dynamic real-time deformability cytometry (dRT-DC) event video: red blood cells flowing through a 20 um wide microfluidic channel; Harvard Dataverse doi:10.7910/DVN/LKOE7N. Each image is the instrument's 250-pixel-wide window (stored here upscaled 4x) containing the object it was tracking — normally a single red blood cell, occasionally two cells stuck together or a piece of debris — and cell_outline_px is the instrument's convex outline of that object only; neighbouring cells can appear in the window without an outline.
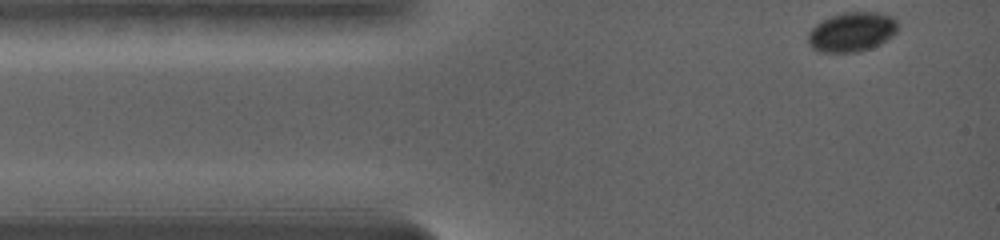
{"species": "common noctule bat (a hibernating species)", "species_latin": "Nyctalus noctula", "temperature_condition": "warm", "stored_images_in_passage": 37, "camera_frame_rate_fps": 5000, "um_per_image_px": 0.085, "animal": {"sex": "female", "body_mass_g": 19.0, "forearm_length_mm": 56.7}, "frame": {"image": 1, "passage_image": 1, "time_ms": 0.0, "image_size_px": [1000, 240], "cell_outline_px": [[896, 32], [884, 40], [868, 48], [852, 52], [824, 52], [816, 48], [808, 40], [808, 32], [816, 24], [832, 16], [844, 12], [880, 12], [892, 16], [896, 20]], "centroid_in_image_um": [72.41, 2.68], "position_along_channel_um": 12.6, "area_um2": 19.94}}
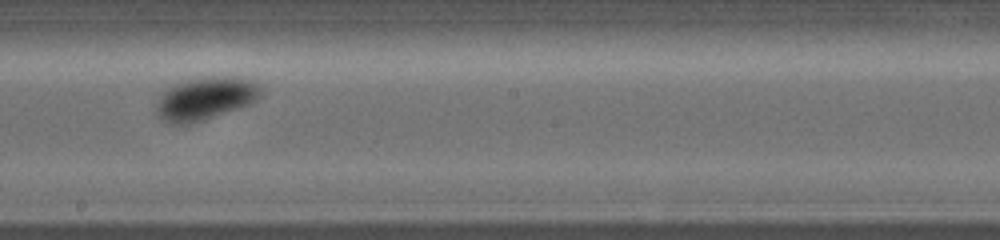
{"frame": {"image": 2, "passage_image": 22, "time_ms": 7.6, "image_size_px": [1000, 240], "cell_outline_px": [[264, 92], [256, 100], [248, 104], [204, 120], [188, 124], [168, 124], [156, 112], [156, 104], [160, 96], [164, 92], [180, 84], [196, 80], [252, 80]], "centroid_in_image_um": [17.43, 8.48], "position_along_channel_um": 230.8, "area_um2": 24.22}}
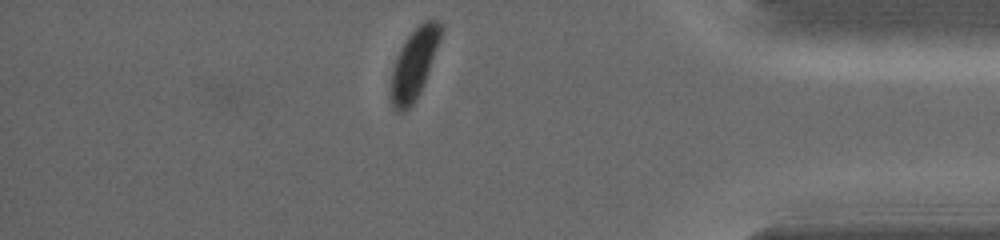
{"frame": {"image": 3, "passage_image": 37, "time_ms": 13.2, "image_size_px": [1000, 240], "cell_outline_px": [[444, 28], [440, 40], [424, 84], [420, 92], [412, 104], [404, 112], [396, 112], [392, 108], [388, 100], [388, 88], [392, 68], [400, 48], [408, 36], [424, 20], [436, 20], [444, 24]], "centroid_in_image_um": [35.16, 5.48], "position_along_channel_um": 400.0, "area_um2": 20.98}, "authors_computed_cell_mechanics": {"area_um2": 22.9466, "velocity_mm_per_s": 3.5717, "shape_relaxation_time_tau1_ms": 1.0066, "shape_relaxation_time_tau2_ms": null, "deformation_change_tau1": 0.0749, "deformation_change_tau2": null}}